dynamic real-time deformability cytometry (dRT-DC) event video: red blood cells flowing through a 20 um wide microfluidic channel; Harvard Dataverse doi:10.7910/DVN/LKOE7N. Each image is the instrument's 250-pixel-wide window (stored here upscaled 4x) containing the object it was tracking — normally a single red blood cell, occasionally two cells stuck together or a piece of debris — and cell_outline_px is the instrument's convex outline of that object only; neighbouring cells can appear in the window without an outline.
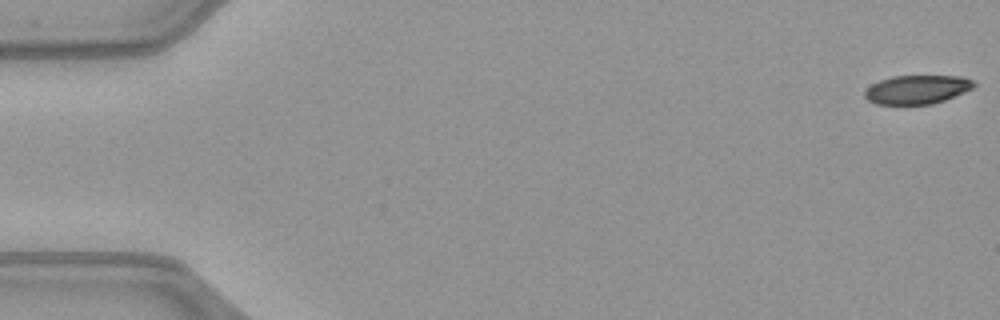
{"species": "common noctule bat (a hibernating species)", "species_latin": "Nyctalus noctula", "temperature_condition": "warm", "stored_images_in_passage": 12, "camera_frame_rate_fps": 3000, "um_per_image_px": 0.085, "animal": {"sex": "female", "body_mass_g": 21.9}, "frame": {"image": 1, "passage_image": 1, "time_ms": 0.0, "image_size_px": [1000, 320], "cell_outline_px": [[976, 84], [972, 88], [964, 92], [944, 100], [932, 104], [876, 104], [868, 100], [864, 96], [864, 92], [872, 84], [880, 80], [892, 76], [964, 76], [972, 80]], "centroid_in_image_um": [77.95, 7.6], "position_along_channel_um": 7.1, "area_um2": 18.21}}